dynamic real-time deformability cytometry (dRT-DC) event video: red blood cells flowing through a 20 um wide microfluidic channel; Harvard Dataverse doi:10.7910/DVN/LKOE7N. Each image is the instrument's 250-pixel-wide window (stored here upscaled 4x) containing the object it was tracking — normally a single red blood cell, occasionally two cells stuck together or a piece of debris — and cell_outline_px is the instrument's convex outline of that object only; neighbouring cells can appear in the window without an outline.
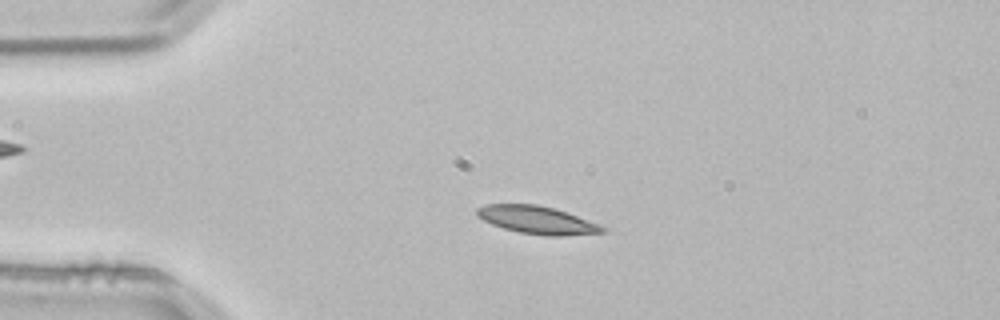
{"species": "common noctule bat (a hibernating species)", "species_latin": "Nyctalus noctula", "temperature_condition": "room temperature", "stored_images_in_passage": 3, "camera_frame_rate_fps": 3000, "um_per_image_px": 0.085, "animal": {"sex": "male", "body_mass_g": 21.5, "forearm_length_mm": 52.0}, "frame": {"image": 1, "passage_image": 2, "time_ms": 0.333, "image_size_px": [1000, 320], "cell_outline_px": [[608, 232], [564, 236], [548, 236], [520, 232], [504, 228], [492, 224], [476, 216], [476, 208], [484, 204], [536, 204], [556, 208], [600, 224], [608, 228]], "centroid_in_image_um": [45.7, 18.7], "position_along_channel_um": 39.3, "area_um2": 20.58}}